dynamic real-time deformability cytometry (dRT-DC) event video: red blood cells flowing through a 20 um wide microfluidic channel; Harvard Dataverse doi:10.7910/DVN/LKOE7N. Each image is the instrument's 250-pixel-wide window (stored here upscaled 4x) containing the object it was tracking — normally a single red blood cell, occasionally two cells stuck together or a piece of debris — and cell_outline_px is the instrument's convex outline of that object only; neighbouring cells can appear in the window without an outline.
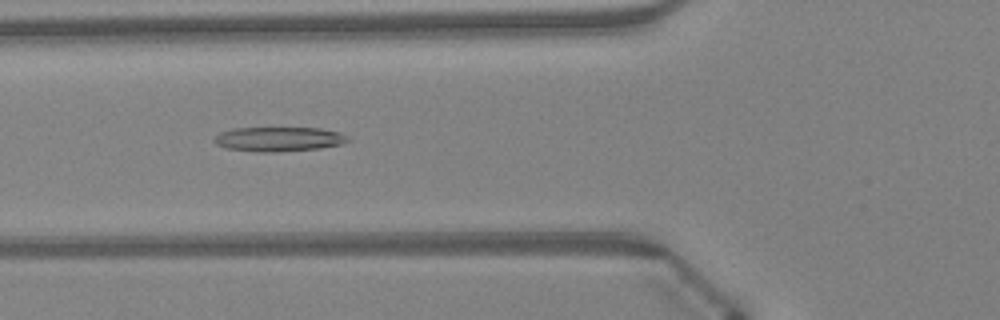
{"species": "Egyptian fruit bat (a non-hibernating species)", "species_latin": "Rousettus aegyptiacus", "temperature_condition": "warm", "stored_images_in_passage": 32, "camera_frame_rate_fps": 3000, "um_per_image_px": 0.085, "animal": {"sex": "female"}, "frame": {"image": 1, "passage_image": 3, "time_ms": 0.667, "image_size_px": [1000, 320], "cell_outline_px": [[348, 140], [340, 144], [320, 148], [280, 152], [256, 152], [224, 148], [216, 144], [212, 140], [220, 132], [232, 128], [320, 128], [340, 132], [348, 136]], "centroid_in_image_um": [23.65, 11.83], "position_along_channel_um": 102.2, "area_um2": 19.19}}
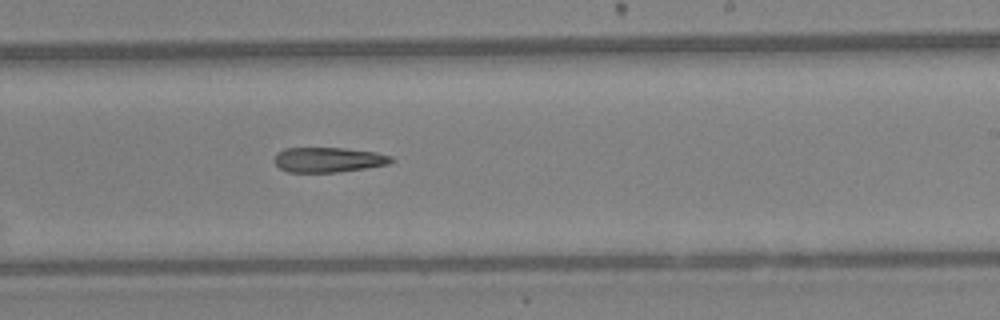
{"frame": {"image": 2, "passage_image": 14, "time_ms": 4.333, "image_size_px": [1000, 320], "cell_outline_px": [[396, 160], [388, 164], [364, 168], [336, 172], [288, 172], [280, 168], [272, 160], [276, 152], [284, 148], [344, 148], [376, 152], [392, 156]], "centroid_in_image_um": [27.89, 13.57], "position_along_channel_um": 261.1, "area_um2": 17.11}}
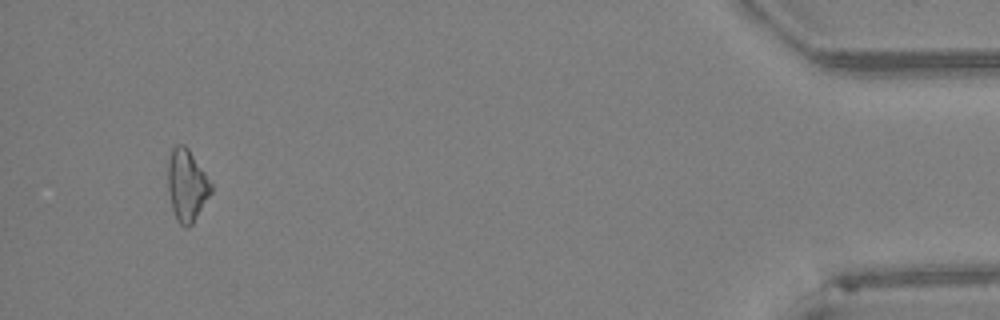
{"frame": {"image": 3, "passage_image": 30, "time_ms": 9.667, "image_size_px": [1000, 320], "cell_outline_px": [[212, 192], [192, 224], [180, 224], [176, 220], [172, 208], [168, 192], [168, 160], [172, 148], [176, 144], [184, 144], [188, 148], [212, 184]], "centroid_in_image_um": [15.87, 15.72], "position_along_channel_um": 419.3, "area_um2": 17.86}}